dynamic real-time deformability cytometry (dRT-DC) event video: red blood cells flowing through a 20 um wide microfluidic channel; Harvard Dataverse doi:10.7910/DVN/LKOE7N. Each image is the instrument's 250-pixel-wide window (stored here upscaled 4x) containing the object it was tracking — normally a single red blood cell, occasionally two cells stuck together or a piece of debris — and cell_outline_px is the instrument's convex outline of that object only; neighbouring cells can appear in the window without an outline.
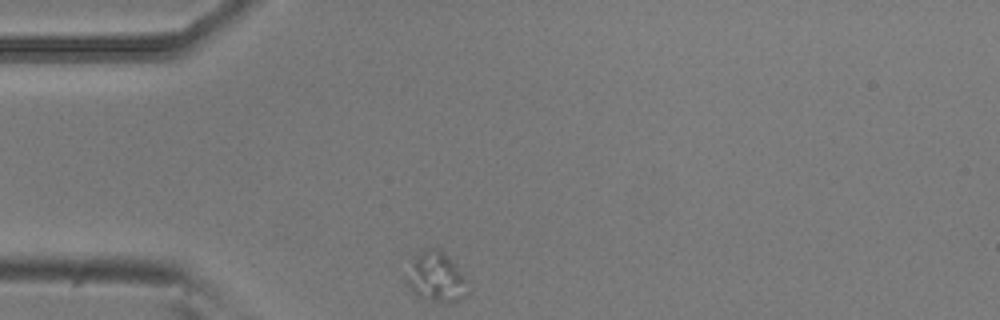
{"species": "common noctule bat (a hibernating species)", "species_latin": "Nyctalus noctula", "temperature_condition": "room temperature", "stored_images_in_passage": 37, "camera_frame_rate_fps": 3000, "um_per_image_px": 0.085, "animal": {"sex": "male", "body_mass_g": 20.5, "forearm_length_mm": 52.5}, "frame": {"image": 1, "passage_image": 1, "time_ms": 0.0, "image_size_px": [1000, 320], "cell_outline_px": [[468, 292], [464, 296], [448, 304], [436, 304], [424, 300], [412, 292], [404, 280], [412, 260], [420, 252], [428, 248], [440, 248], [456, 264], [468, 280]], "centroid_in_image_um": [37.08, 23.6], "position_along_channel_um": 47.9, "area_um2": 18.38}}
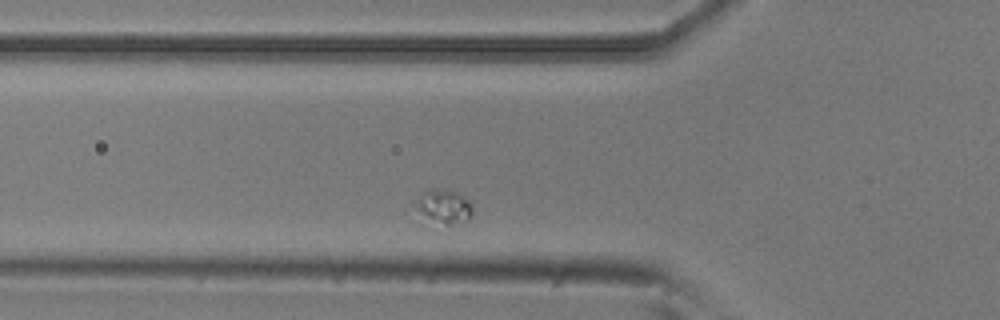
{"frame": {"image": 2, "passage_image": 6, "time_ms": 1.667, "image_size_px": [1000, 320], "cell_outline_px": [[472, 216], [468, 220], [448, 228], [428, 216], [420, 208], [420, 192], [428, 188], [448, 188], [460, 192], [472, 204]], "centroid_in_image_um": [37.89, 17.52], "position_along_channel_um": 87.9, "area_um2": 11.21}}
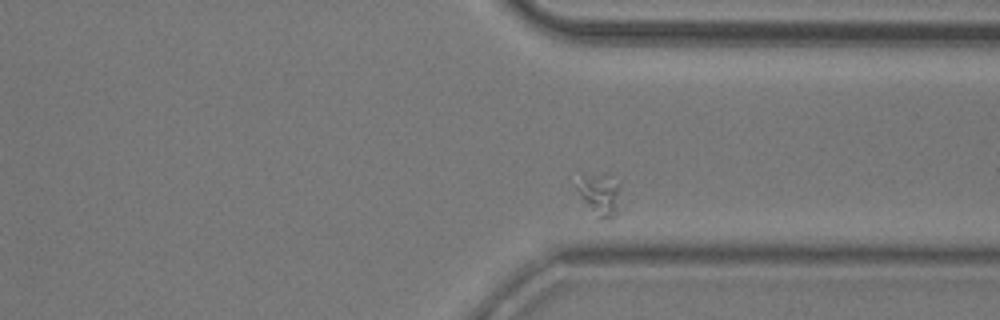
{"frame": {"image": 3, "passage_image": 32, "time_ms": 10.333, "image_size_px": [1000, 320], "cell_outline_px": [[628, 212], [616, 216], [596, 216], [584, 200], [576, 188], [584, 176], [608, 176], [620, 184]], "centroid_in_image_um": [51.24, 16.63], "position_along_channel_um": 360.2, "area_um2": 10.92}}